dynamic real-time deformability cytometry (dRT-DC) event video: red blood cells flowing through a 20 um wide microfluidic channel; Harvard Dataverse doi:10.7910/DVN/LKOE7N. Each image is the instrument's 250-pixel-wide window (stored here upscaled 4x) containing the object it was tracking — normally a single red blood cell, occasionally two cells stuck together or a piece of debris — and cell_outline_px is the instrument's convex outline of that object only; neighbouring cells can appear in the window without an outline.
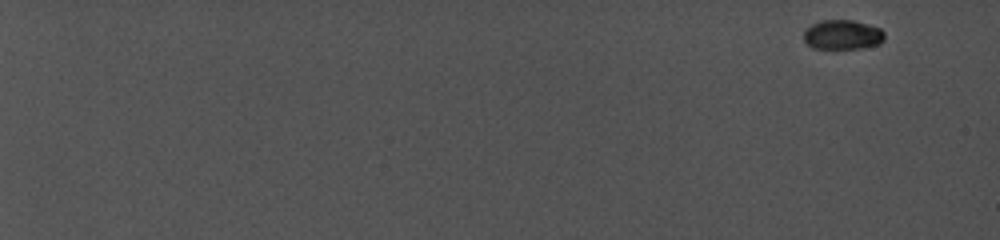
{"species": "common noctule bat (a hibernating species)", "species_latin": "Nyctalus noctula", "temperature_condition": "cold", "stored_images_in_passage": 16, "camera_frame_rate_fps": 5000, "um_per_image_px": 0.085, "animal": {"sex": "female", "body_mass_g": 19.0, "forearm_length_mm": 56.7}, "frame": {"image": 1, "passage_image": 1, "time_ms": 0.0, "image_size_px": [1000, 240], "cell_outline_px": [[884, 40], [880, 44], [864, 48], [812, 48], [804, 40], [804, 28], [820, 20], [852, 20], [868, 24], [880, 28], [884, 32]], "centroid_in_image_um": [71.62, 2.94], "position_along_channel_um": 13.4, "area_um2": 14.05}}